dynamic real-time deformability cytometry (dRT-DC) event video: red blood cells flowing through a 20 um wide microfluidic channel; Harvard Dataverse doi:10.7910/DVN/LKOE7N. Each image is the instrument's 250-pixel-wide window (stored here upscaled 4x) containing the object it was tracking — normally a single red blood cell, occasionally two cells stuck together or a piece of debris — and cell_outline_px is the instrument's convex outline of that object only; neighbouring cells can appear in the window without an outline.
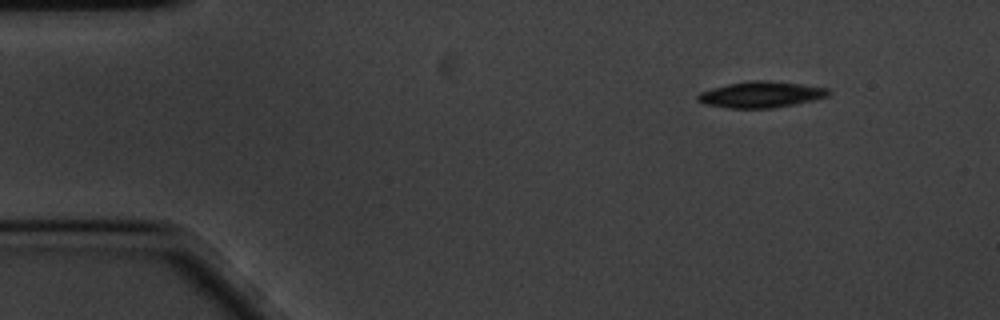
{"species": "common noctule bat (a hibernating species)", "species_latin": "Nyctalus noctula", "temperature_condition": "cold", "stored_images_in_passage": 53, "camera_frame_rate_fps": 3000, "um_per_image_px": 0.085, "animal": {"sex": "male", "body_mass_g": 20.1, "forearm_length_mm": 53.5}, "frame": {"image": 1, "passage_image": 1, "time_ms": 0.0, "image_size_px": [1000, 320], "cell_outline_px": [[828, 96], [812, 100], [772, 108], [728, 108], [704, 104], [696, 100], [696, 96], [700, 92], [712, 88], [728, 84], [752, 80], [764, 80], [800, 84], [828, 88]], "centroid_in_image_um": [64.61, 8.04], "position_along_channel_um": 20.4, "area_um2": 19.65}}
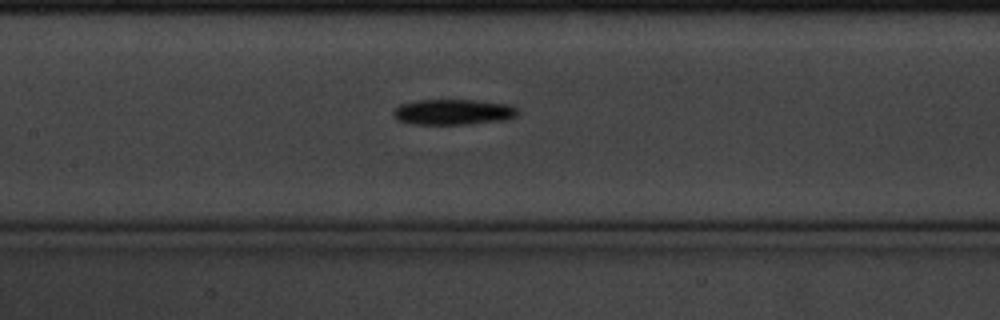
{"frame": {"image": 2, "passage_image": 21, "time_ms": 6.667, "image_size_px": [1000, 320], "cell_outline_px": [[520, 112], [516, 116], [508, 120], [468, 124], [412, 124], [400, 120], [392, 112], [392, 108], [400, 104], [416, 100], [476, 100], [512, 104]], "centroid_in_image_um": [38.57, 9.51], "position_along_channel_um": 168.8, "area_um2": 18.79}}
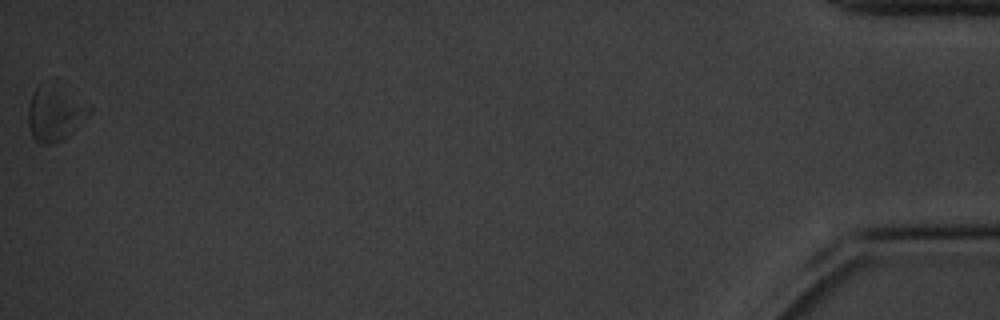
{"frame": {"image": 3, "passage_image": 53, "time_ms": 17.333, "image_size_px": [1000, 320], "cell_outline_px": [[76, 112], [68, 132], [64, 140], [52, 144], [40, 144], [32, 136], [28, 124], [28, 108], [32, 92], [36, 88], [52, 96], [72, 108]], "centroid_in_image_um": [4.15, 10.04], "position_along_channel_um": 431.1, "area_um2": 13.58}, "authors_computed_cell_mechanics": {"area_um2": 18.785, "velocity_mm_per_s": 3.3728, "shape_relaxation_time_tau1_ms": 2.3334, "shape_relaxation_time_tau2_ms": null, "deformation_change_tau1": 0.1189, "deformation_change_tau2": null}}